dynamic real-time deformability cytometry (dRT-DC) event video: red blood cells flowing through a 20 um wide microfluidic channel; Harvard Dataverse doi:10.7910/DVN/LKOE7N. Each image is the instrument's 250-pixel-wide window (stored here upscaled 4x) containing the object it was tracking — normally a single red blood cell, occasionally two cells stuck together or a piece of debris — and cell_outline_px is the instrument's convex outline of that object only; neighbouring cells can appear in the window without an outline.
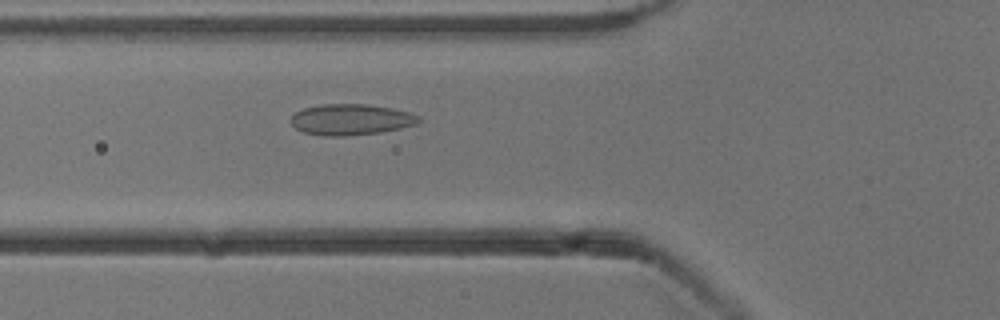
{"species": "common noctule bat (a hibernating species)", "species_latin": "Nyctalus noctula", "temperature_condition": "cold", "stored_images_in_passage": 35, "camera_frame_rate_fps": 3000, "um_per_image_px": 0.085, "animal": {"sex": "male", "body_mass_g": 13.3}, "frame": {"image": 1, "passage_image": 6, "time_ms": 1.667, "image_size_px": [1000, 320], "cell_outline_px": [[420, 120], [416, 124], [400, 128], [380, 132], [348, 136], [324, 136], [304, 132], [296, 128], [288, 120], [296, 112], [304, 108], [324, 104], [364, 104], [392, 108], [408, 112], [420, 116]], "centroid_in_image_um": [29.81, 10.16], "position_along_channel_um": 96.0, "area_um2": 23.0}}
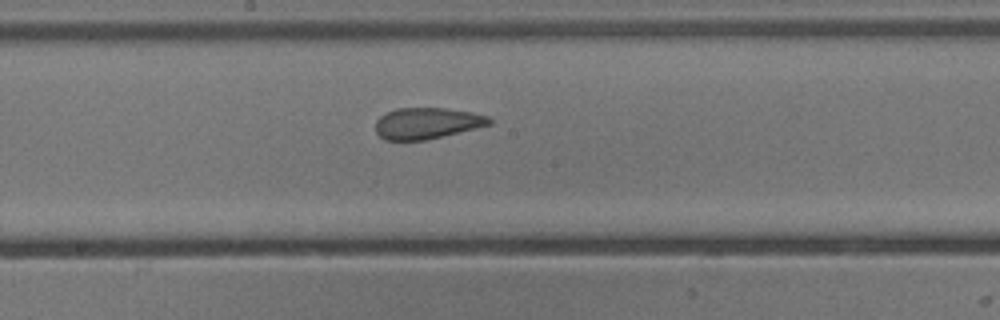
{"frame": {"image": 2, "passage_image": 15, "time_ms": 4.667, "image_size_px": [1000, 320], "cell_outline_px": [[492, 124], [424, 140], [384, 140], [376, 132], [376, 120], [380, 116], [396, 108], [448, 108], [472, 112], [488, 116], [492, 120]], "centroid_in_image_um": [36.28, 10.46], "position_along_channel_um": 211.9, "area_um2": 20.58}}
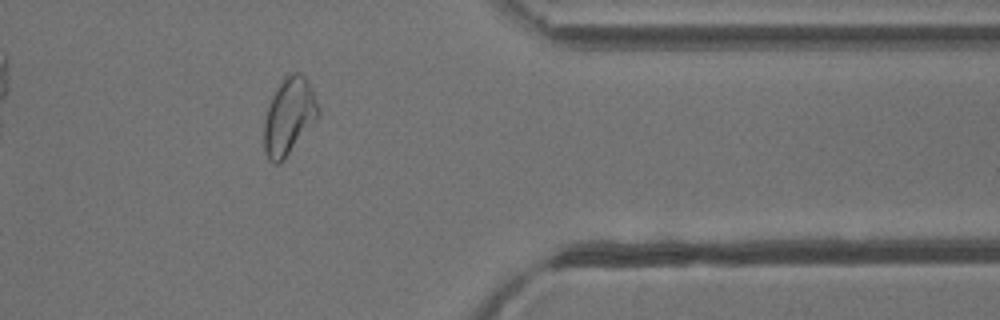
{"frame": {"image": 3, "passage_image": 30, "time_ms": 9.667, "image_size_px": [1000, 320], "cell_outline_px": [[320, 116], [284, 160], [280, 164], [276, 164], [268, 160], [264, 152], [264, 120], [272, 96], [276, 88], [284, 76], [292, 72], [300, 72], [308, 80], [312, 88], [320, 108]], "centroid_in_image_um": [24.58, 9.89], "position_along_channel_um": 386.8, "area_um2": 24.62}}